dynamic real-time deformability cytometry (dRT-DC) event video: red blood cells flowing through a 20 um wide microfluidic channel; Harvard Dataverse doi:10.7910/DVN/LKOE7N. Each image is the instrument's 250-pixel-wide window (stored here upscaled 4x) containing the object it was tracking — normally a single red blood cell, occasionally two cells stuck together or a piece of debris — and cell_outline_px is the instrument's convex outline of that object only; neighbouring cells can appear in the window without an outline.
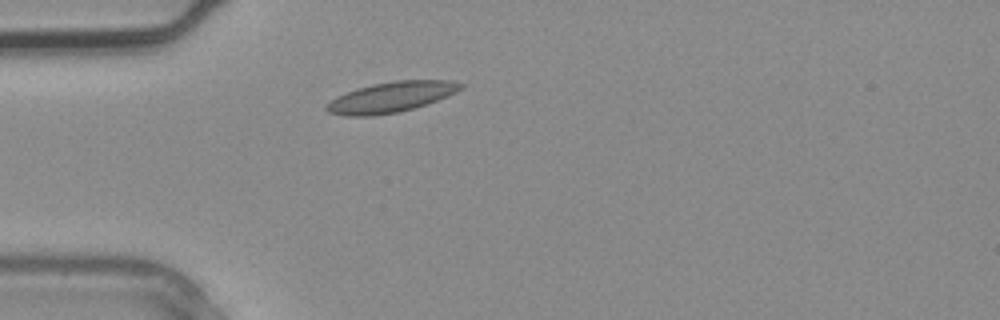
{"species": "common noctule bat (a hibernating species)", "species_latin": "Nyctalus noctula", "temperature_condition": "warm", "stored_images_in_passage": 1, "camera_frame_rate_fps": 3000, "um_per_image_px": 0.085, "animal": {"sex": "male", "body_mass_g": 20.4}, "frame": {"image": 1, "passage_image": 1, "time_ms": 0.0, "image_size_px": [1000, 320], "cell_outline_px": [[464, 88], [456, 92], [436, 100], [412, 108], [396, 112], [372, 116], [344, 116], [328, 112], [324, 108], [324, 104], [336, 96], [356, 88], [372, 84], [396, 80], [448, 80], [464, 84]], "centroid_in_image_um": [33.17, 8.25], "position_along_channel_um": 51.8, "area_um2": 23.76}}